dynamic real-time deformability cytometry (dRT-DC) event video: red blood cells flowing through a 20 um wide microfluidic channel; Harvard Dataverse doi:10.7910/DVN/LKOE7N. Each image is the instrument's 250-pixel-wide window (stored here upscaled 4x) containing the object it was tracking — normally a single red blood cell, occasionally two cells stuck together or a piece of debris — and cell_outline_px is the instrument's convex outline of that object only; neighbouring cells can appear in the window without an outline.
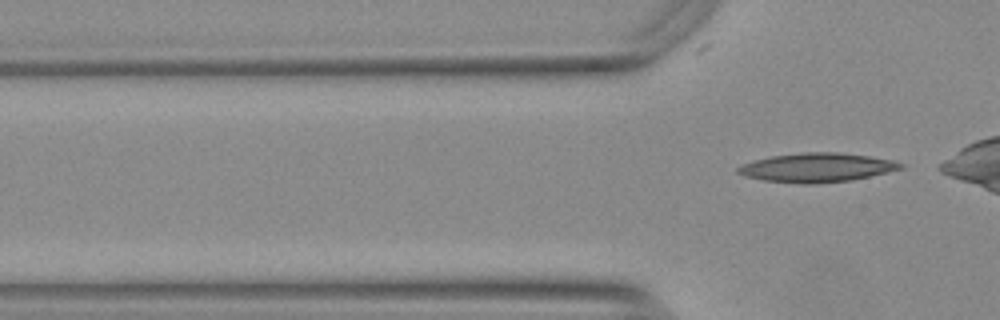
{"species": "Egyptian fruit bat (a non-hibernating species)", "species_latin": "Rousettus aegyptiacus", "temperature_condition": "warm", "stored_images_in_passage": 2, "camera_frame_rate_fps": 3000, "um_per_image_px": 0.085, "animal": {"sex": "female"}, "frame": {"image": 1, "passage_image": 2, "time_ms": 0.333, "image_size_px": [1000, 320], "cell_outline_px": [[904, 168], [888, 172], [848, 180], [816, 184], [804, 184], [764, 180], [744, 176], [736, 172], [736, 168], [740, 164], [772, 156], [804, 152], [836, 152], [868, 156], [888, 160], [904, 164]], "centroid_in_image_um": [69.37, 14.24], "position_along_channel_um": 56.4, "area_um2": 27.22}}